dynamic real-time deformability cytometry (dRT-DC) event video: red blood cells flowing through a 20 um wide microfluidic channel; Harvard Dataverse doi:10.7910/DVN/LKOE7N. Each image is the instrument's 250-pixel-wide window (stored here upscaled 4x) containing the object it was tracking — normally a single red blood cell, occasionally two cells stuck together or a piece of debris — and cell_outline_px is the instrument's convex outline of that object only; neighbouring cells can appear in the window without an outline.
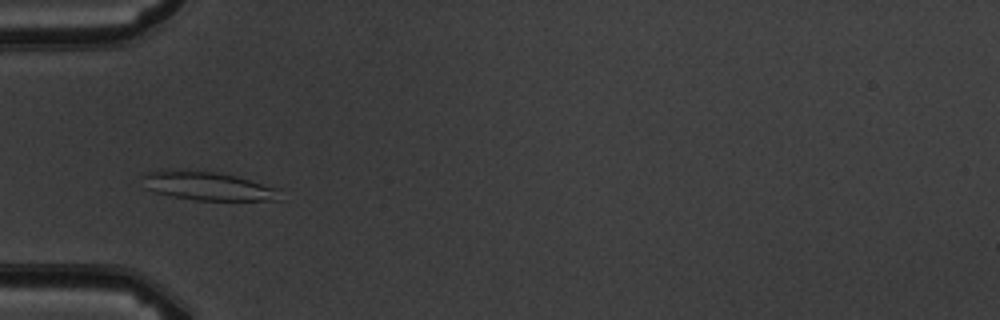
{"species": "common noctule bat (a hibernating species)", "species_latin": "Nyctalus noctula", "temperature_condition": "warm", "stored_images_in_passage": 8, "camera_frame_rate_fps": 3000, "um_per_image_px": 0.085, "animal": {"sex": "male", "body_mass_g": 19.5, "forearm_length_mm": 54.6}, "frame": {"image": 1, "passage_image": 4, "time_ms": 3.333, "image_size_px": [1000, 320], "cell_outline_px": [[280, 200], [196, 200], [172, 196], [156, 192], [148, 188], [140, 176], [156, 168], [168, 168], [216, 172], [236, 176], [280, 188]], "centroid_in_image_um": [17.63, 15.78], "position_along_channel_um": 67.4, "area_um2": 23.24}}
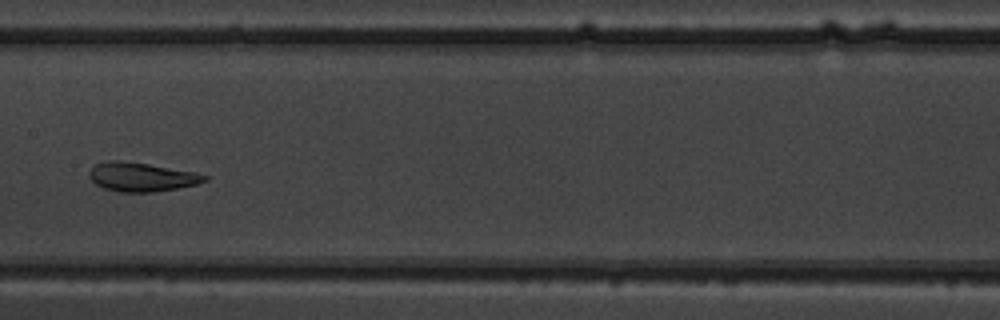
{"frame": {"image": 2, "passage_image": 7, "time_ms": 6.667, "image_size_px": [1000, 320], "cell_outline_px": [[208, 180], [196, 184], [176, 188], [152, 192], [120, 192], [104, 188], [96, 184], [88, 176], [88, 172], [96, 164], [112, 160], [120, 160], [148, 164], [196, 172], [208, 176]], "centroid_in_image_um": [12.03, 15.04], "position_along_channel_um": 195.4, "area_um2": 19.31}}
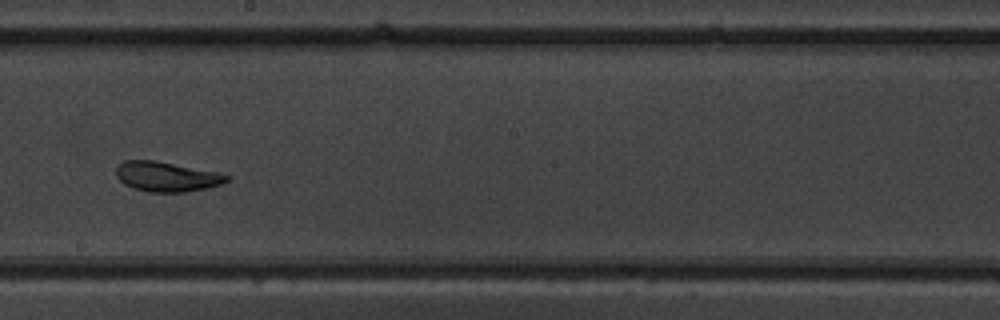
{"frame": {"image": 3, "passage_image": 8, "time_ms": 7.667, "image_size_px": [1000, 320], "cell_outline_px": [[232, 180], [220, 184], [204, 188], [184, 192], [148, 192], [124, 184], [116, 176], [116, 168], [124, 160], [156, 160], [216, 172], [232, 176]], "centroid_in_image_um": [14.18, 15.0], "position_along_channel_um": 234.0, "area_um2": 19.13}}